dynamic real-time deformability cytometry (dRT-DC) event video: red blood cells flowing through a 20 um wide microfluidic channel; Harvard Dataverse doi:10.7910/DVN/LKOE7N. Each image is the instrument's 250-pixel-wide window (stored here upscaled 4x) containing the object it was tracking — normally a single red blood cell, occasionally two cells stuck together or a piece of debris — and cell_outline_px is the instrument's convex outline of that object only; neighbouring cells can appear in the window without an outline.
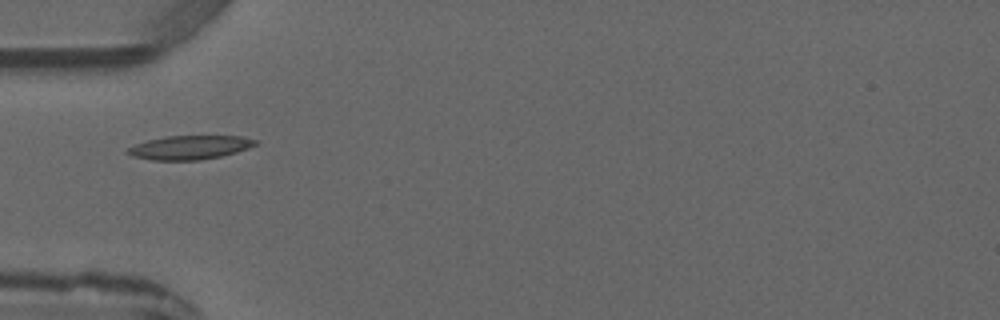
{"species": "common noctule bat (a hibernating species)", "species_latin": "Nyctalus noctula", "temperature_condition": "warm", "stored_images_in_passage": 5, "camera_frame_rate_fps": 3000, "um_per_image_px": 0.085, "animal": {"sex": "male", "forearm_length_mm": 52.5}, "frame": {"image": 1, "passage_image": 5, "time_ms": 4.667, "image_size_px": [1000, 320], "cell_outline_px": [[260, 140], [256, 144], [248, 148], [236, 152], [220, 156], [200, 160], [152, 160], [132, 156], [124, 152], [124, 148], [148, 140], [164, 136], [244, 136]], "centroid_in_image_um": [16.1, 12.53], "position_along_channel_um": 68.9, "area_um2": 17.92}}